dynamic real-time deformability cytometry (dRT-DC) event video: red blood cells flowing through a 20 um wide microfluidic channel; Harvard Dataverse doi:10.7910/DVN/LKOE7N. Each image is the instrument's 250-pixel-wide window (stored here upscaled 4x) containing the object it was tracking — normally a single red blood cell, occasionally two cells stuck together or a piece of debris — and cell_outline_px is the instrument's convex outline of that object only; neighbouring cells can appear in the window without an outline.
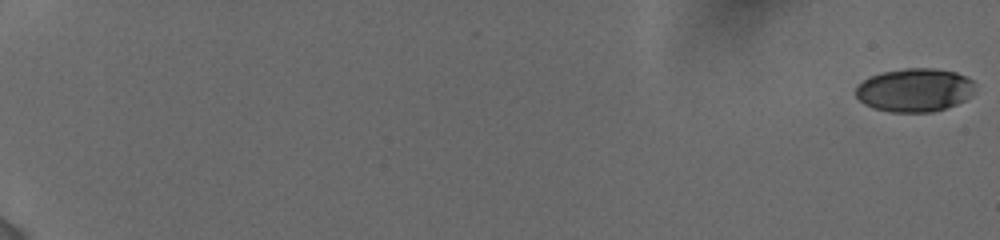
{"species": "human", "species_latin": "Homo sapiens", "temperature_condition": "cold", "stored_images_in_passage": 22, "camera_frame_rate_fps": 3000, "um_per_image_px": 0.085, "donor": {"sex": "female"}, "frame": {"image": 1, "passage_image": 1, "time_ms": 0.0, "image_size_px": [1000, 240], "cell_outline_px": [[972, 96], [956, 104], [932, 112], [892, 112], [872, 108], [864, 104], [856, 96], [856, 84], [868, 76], [880, 72], [908, 68], [932, 68], [956, 72], [972, 80]], "centroid_in_image_um": [77.68, 7.65], "position_along_channel_um": 7.3, "area_um2": 30.23}}
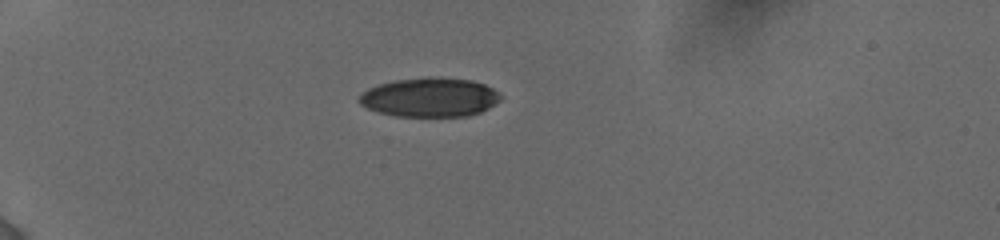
{"frame": {"image": 2, "passage_image": 16, "time_ms": 6.0, "image_size_px": [1000, 240], "cell_outline_px": [[504, 96], [496, 104], [480, 112], [468, 116], [396, 116], [376, 112], [360, 104], [356, 100], [368, 88], [380, 84], [396, 80], [428, 76], [472, 80], [484, 84], [500, 92]], "centroid_in_image_um": [36.56, 8.27], "position_along_channel_um": 48.4, "area_um2": 32.48}}
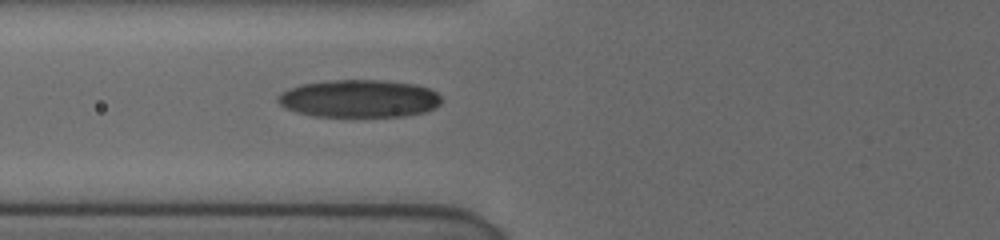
{"frame": {"image": 3, "passage_image": 22, "time_ms": 8.333, "image_size_px": [1000, 240], "cell_outline_px": [[444, 100], [440, 104], [424, 112], [400, 116], [312, 116], [296, 112], [284, 108], [276, 100], [276, 96], [280, 92], [288, 88], [300, 84], [328, 80], [380, 80], [416, 84], [428, 88], [436, 92]], "centroid_in_image_um": [30.47, 8.37], "position_along_channel_um": 95.3, "area_um2": 36.13}}